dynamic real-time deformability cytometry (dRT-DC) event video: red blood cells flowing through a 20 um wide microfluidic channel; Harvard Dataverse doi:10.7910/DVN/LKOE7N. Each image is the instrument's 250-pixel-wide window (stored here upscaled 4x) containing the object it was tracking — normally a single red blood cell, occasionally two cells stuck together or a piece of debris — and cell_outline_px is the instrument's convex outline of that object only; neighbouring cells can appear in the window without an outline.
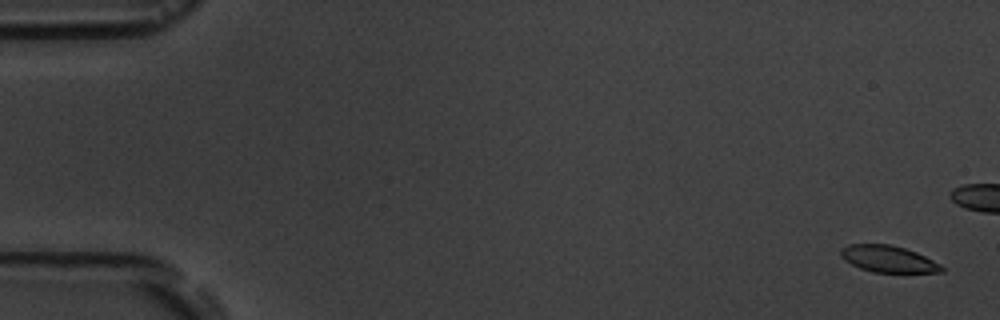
{"species": "common noctule bat (a hibernating species)", "species_latin": "Nyctalus noctula", "temperature_condition": "room temperature", "stored_images_in_passage": 6, "camera_frame_rate_fps": 3000, "um_per_image_px": 0.085, "animal": {"sex": "male", "body_mass_g": 19.5, "forearm_length_mm": 54.6}, "frame": {"image": 1, "passage_image": 1, "time_ms": 0.0, "image_size_px": [1000, 320], "cell_outline_px": [[944, 272], [872, 272], [860, 268], [844, 260], [840, 256], [840, 248], [848, 244], [888, 244], [904, 248], [916, 252], [940, 264], [944, 268]], "centroid_in_image_um": [75.46, 22.01], "position_along_channel_um": 9.5, "area_um2": 15.61}}